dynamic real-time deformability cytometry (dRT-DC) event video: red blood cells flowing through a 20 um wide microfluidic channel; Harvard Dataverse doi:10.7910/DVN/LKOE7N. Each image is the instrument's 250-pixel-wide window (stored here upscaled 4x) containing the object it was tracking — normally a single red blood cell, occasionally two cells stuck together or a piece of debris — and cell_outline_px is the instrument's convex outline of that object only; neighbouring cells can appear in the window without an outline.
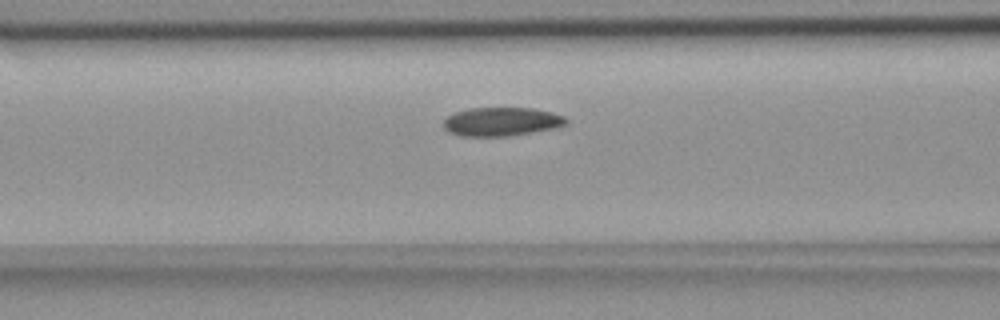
{"species": "common noctule bat (a hibernating species)", "species_latin": "Nyctalus noctula", "temperature_condition": "room temperature", "stored_images_in_passage": 32, "camera_frame_rate_fps": 3000, "um_per_image_px": 0.085, "animal": {"sex": "female", "body_mass_g": 18.4}, "frame": {"image": 1, "passage_image": 7, "time_ms": 2.0, "image_size_px": [1000, 320], "cell_outline_px": [[568, 124], [552, 128], [532, 132], [508, 136], [460, 136], [448, 132], [444, 128], [444, 120], [452, 112], [468, 108], [532, 108], [552, 112], [564, 116], [568, 120]], "centroid_in_image_um": [42.6, 10.33], "position_along_channel_um": 124.0, "area_um2": 20.58}}
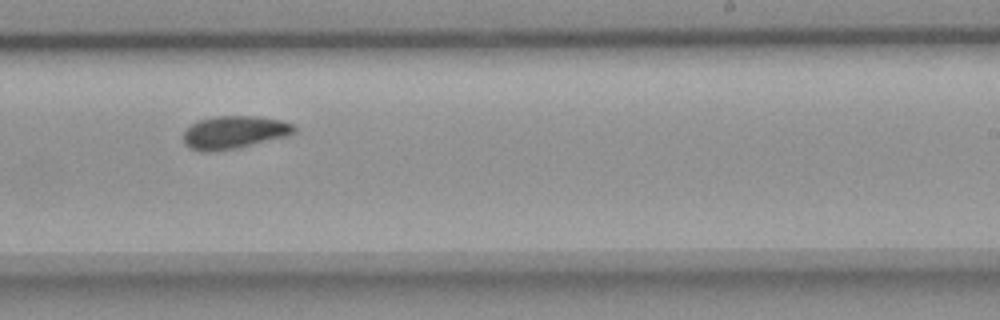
{"frame": {"image": 2, "passage_image": 19, "time_ms": 6.0, "image_size_px": [1000, 320], "cell_outline_px": [[296, 132], [288, 136], [236, 148], [208, 152], [200, 152], [184, 144], [184, 132], [196, 120], [212, 116], [256, 116], [280, 120], [292, 124], [296, 128]], "centroid_in_image_um": [19.9, 11.24], "position_along_channel_um": 269.1, "area_um2": 21.21}}
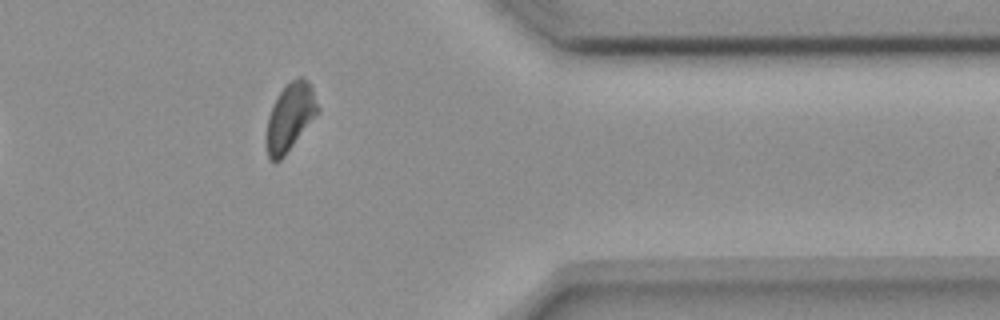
{"frame": {"image": 3, "passage_image": 30, "time_ms": 9.667, "image_size_px": [1000, 320], "cell_outline_px": [[320, 112], [284, 156], [276, 164], [268, 160], [264, 140], [268, 116], [272, 104], [276, 96], [292, 80], [300, 76], [304, 76], [312, 84], [320, 108]], "centroid_in_image_um": [24.65, 9.97], "position_along_channel_um": 386.8, "area_um2": 20.98}, "authors_computed_cell_mechanics": {"area_um2": 20.9525, "velocity_mm_per_s": 3.6446, "shape_relaxation_time_tau1_ms": 6.2712, "shape_relaxation_time_tau2_ms": 8.207, "deformation_change_tau1": 0.1072, "deformation_change_tau2": 0.1255}}